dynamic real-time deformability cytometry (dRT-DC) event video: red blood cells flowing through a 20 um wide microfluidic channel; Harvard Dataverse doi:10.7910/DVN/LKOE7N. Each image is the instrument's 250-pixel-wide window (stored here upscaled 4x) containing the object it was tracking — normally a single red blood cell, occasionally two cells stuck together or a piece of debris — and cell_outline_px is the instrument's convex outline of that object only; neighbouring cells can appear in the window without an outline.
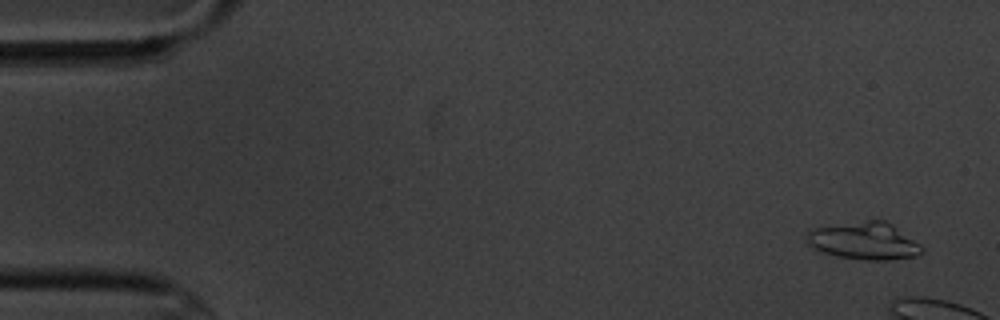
{"species": "common noctule bat (a hibernating species)", "species_latin": "Nyctalus noctula", "temperature_condition": "cold", "stored_images_in_passage": 6, "camera_frame_rate_fps": 3000, "um_per_image_px": 0.085, "animal": {"sex": "male", "body_mass_g": 20.1, "forearm_length_mm": 53.5}, "frame": {"image": 1, "passage_image": 1, "time_ms": 0.0, "image_size_px": [1000, 320], "cell_outline_px": [[924, 252], [916, 256], [888, 260], [864, 260], [836, 256], [820, 252], [812, 248], [808, 244], [804, 236], [804, 232], [816, 228], [868, 220], [884, 220], [892, 224], [920, 244], [924, 248]], "centroid_in_image_um": [73.43, 20.49], "position_along_channel_um": 11.6, "area_um2": 25.2}}
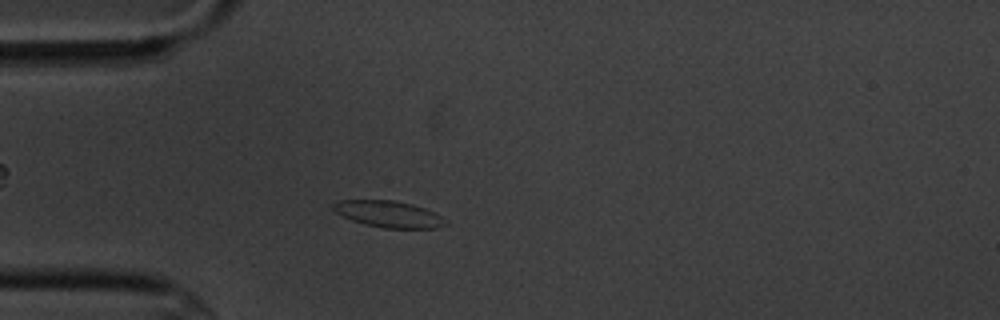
{"frame": {"image": 2, "passage_image": 5, "time_ms": 5.667, "image_size_px": [1000, 320], "cell_outline_px": [[448, 224], [436, 228], [384, 228], [364, 224], [352, 220], [336, 212], [332, 208], [332, 204], [336, 200], [392, 200], [412, 204], [436, 212], [448, 220]], "centroid_in_image_um": [33.07, 18.19], "position_along_channel_um": 51.9, "area_um2": 17.46}}